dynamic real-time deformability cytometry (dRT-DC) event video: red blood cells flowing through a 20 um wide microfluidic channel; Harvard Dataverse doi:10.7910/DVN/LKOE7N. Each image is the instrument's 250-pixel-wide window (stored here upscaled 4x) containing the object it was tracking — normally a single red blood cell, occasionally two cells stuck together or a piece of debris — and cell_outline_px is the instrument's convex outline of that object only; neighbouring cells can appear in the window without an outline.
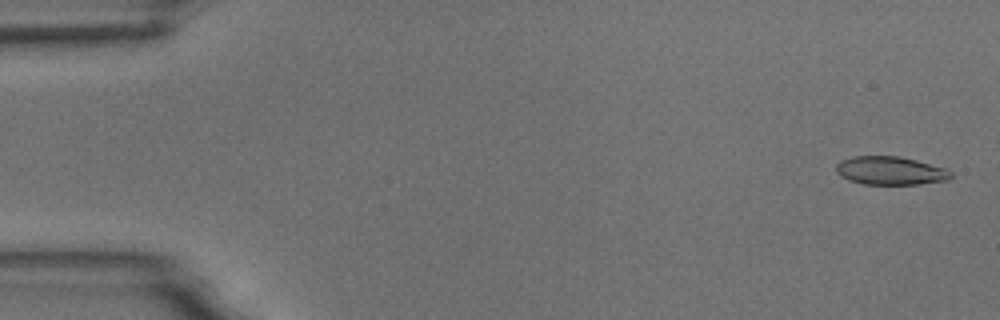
{"species": "common noctule bat (a hibernating species)", "species_latin": "Nyctalus noctula", "temperature_condition": "room temperature", "stored_images_in_passage": 5, "camera_frame_rate_fps": 3000, "um_per_image_px": 0.085, "animal": {"sex": "male", "body_mass_g": 18.8}, "frame": {"image": 1, "passage_image": 1, "time_ms": 0.0, "image_size_px": [1000, 320], "cell_outline_px": [[952, 176], [948, 180], [920, 184], [864, 184], [848, 180], [840, 176], [836, 172], [836, 164], [840, 160], [852, 156], [900, 156], [948, 168], [952, 172]], "centroid_in_image_um": [75.69, 14.5], "position_along_channel_um": 9.3, "area_um2": 19.19}}
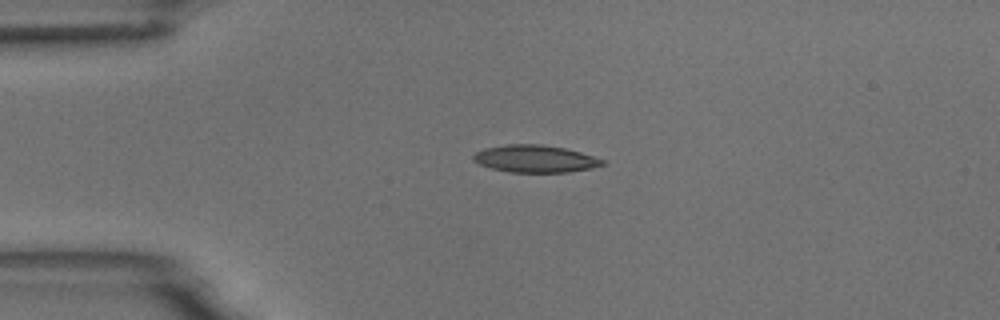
{"frame": {"image": 2, "passage_image": 4, "time_ms": 3.667, "image_size_px": [1000, 320], "cell_outline_px": [[604, 164], [592, 168], [568, 172], [508, 172], [492, 168], [480, 164], [472, 160], [472, 156], [476, 152], [484, 148], [508, 144], [540, 144], [564, 148], [580, 152], [604, 160]], "centroid_in_image_um": [45.46, 13.49], "position_along_channel_um": 39.5, "area_um2": 20.4}}